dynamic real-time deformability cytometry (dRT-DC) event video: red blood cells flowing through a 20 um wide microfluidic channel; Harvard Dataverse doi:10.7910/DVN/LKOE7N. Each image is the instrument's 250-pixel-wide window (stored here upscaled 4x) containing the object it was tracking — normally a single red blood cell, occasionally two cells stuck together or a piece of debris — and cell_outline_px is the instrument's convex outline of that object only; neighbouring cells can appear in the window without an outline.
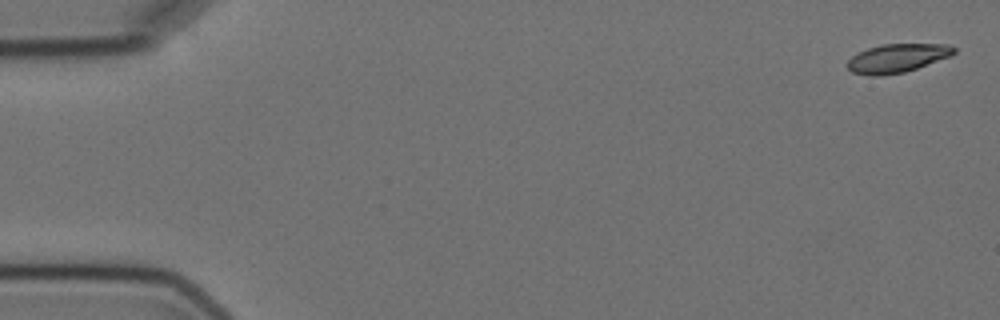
{"species": "Egyptian fruit bat (a non-hibernating species)", "species_latin": "Rousettus aegyptiacus", "temperature_condition": "cold", "stored_images_in_passage": 4, "camera_frame_rate_fps": 3000, "um_per_image_px": 0.085, "animal": {"sex": "female"}, "frame": {"image": 1, "passage_image": 1, "time_ms": 0.0, "image_size_px": [1000, 320], "cell_outline_px": [[956, 52], [952, 56], [904, 72], [880, 76], [868, 76], [852, 72], [844, 64], [852, 56], [868, 48], [880, 44], [948, 44], [956, 48]], "centroid_in_image_um": [76.25, 4.94], "position_along_channel_um": 8.7, "area_um2": 17.92}}
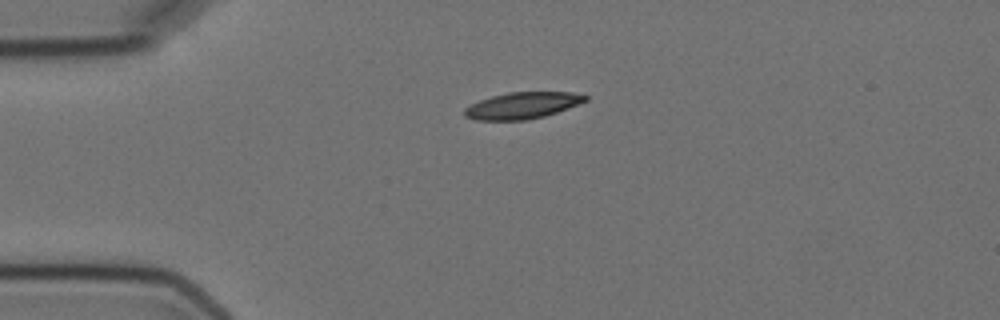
{"frame": {"image": 2, "passage_image": 4, "time_ms": 4.0, "image_size_px": [1000, 320], "cell_outline_px": [[588, 100], [556, 112], [544, 116], [528, 120], [476, 120], [464, 116], [464, 108], [480, 100], [492, 96], [508, 92], [572, 92], [588, 96]], "centroid_in_image_um": [44.38, 8.97], "position_along_channel_um": 40.6, "area_um2": 18.55}}